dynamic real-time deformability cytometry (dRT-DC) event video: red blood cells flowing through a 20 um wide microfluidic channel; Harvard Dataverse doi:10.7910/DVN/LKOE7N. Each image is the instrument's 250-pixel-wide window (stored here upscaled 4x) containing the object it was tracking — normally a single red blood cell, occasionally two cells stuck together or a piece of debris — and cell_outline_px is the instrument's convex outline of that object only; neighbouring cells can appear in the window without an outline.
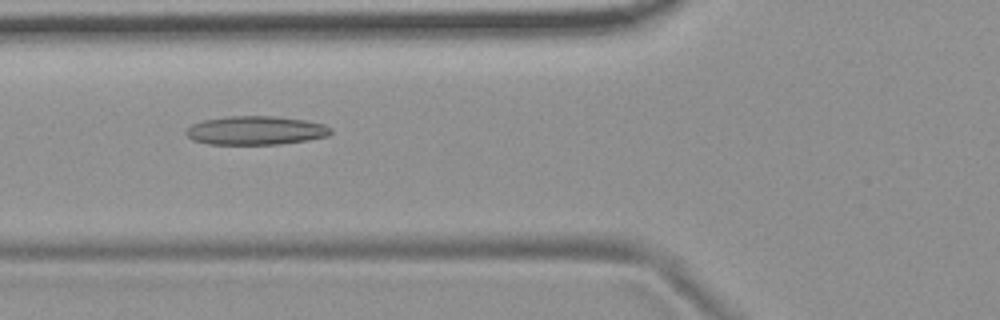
{"species": "common noctule bat (a hibernating species)", "species_latin": "Nyctalus noctula", "temperature_condition": "room temperature", "stored_images_in_passage": 34, "camera_frame_rate_fps": 3000, "um_per_image_px": 0.085, "animal": {"sex": "female", "body_mass_g": 19.9}, "frame": {"image": 1, "passage_image": 7, "time_ms": 2.0, "image_size_px": [1000, 320], "cell_outline_px": [[332, 132], [328, 136], [308, 140], [280, 144], [208, 144], [192, 140], [184, 132], [192, 124], [204, 120], [228, 116], [276, 116], [304, 120], [324, 124], [332, 128]], "centroid_in_image_um": [21.75, 11.09], "position_along_channel_um": 104.1, "area_um2": 24.28}}
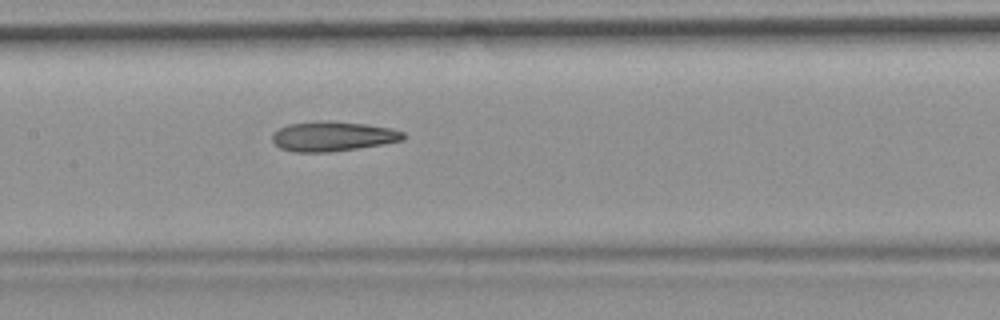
{"frame": {"image": 2, "passage_image": 13, "time_ms": 4.0, "image_size_px": [1000, 320], "cell_outline_px": [[404, 140], [332, 152], [296, 152], [280, 148], [272, 140], [272, 136], [280, 128], [288, 124], [320, 120], [328, 120], [368, 124], [392, 128], [404, 132]], "centroid_in_image_um": [28.29, 11.57], "position_along_channel_um": 179.1, "area_um2": 22.72}}
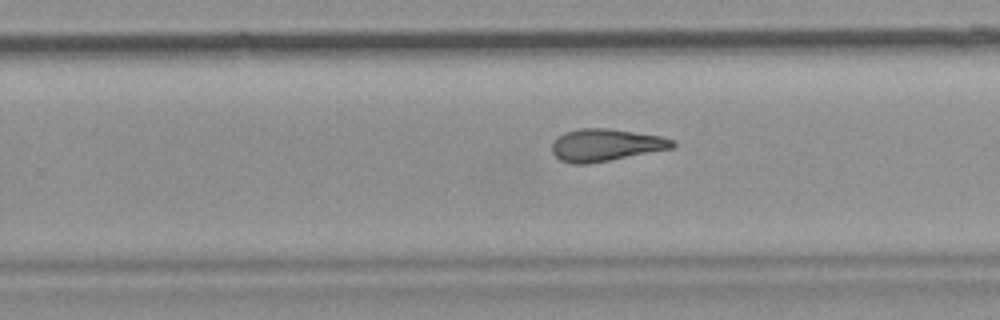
{"frame": {"image": 3, "passage_image": 21, "time_ms": 6.667, "image_size_px": [1000, 320], "cell_outline_px": [[676, 144], [672, 148], [588, 164], [572, 164], [560, 160], [552, 152], [552, 144], [556, 136], [564, 132], [580, 128], [608, 128], [660, 136], [676, 140]], "centroid_in_image_um": [51.45, 12.32], "position_along_channel_um": 278.3, "area_um2": 22.66}, "authors_computed_cell_mechanics": {"area_um2": 22.7443, "velocity_mm_per_s": 3.7411, "shape_relaxation_time_tau1_ms": null, "shape_relaxation_time_tau2_ms": 3.3891, "deformation_change_tau1": null, "deformation_change_tau2": 0.1305}}